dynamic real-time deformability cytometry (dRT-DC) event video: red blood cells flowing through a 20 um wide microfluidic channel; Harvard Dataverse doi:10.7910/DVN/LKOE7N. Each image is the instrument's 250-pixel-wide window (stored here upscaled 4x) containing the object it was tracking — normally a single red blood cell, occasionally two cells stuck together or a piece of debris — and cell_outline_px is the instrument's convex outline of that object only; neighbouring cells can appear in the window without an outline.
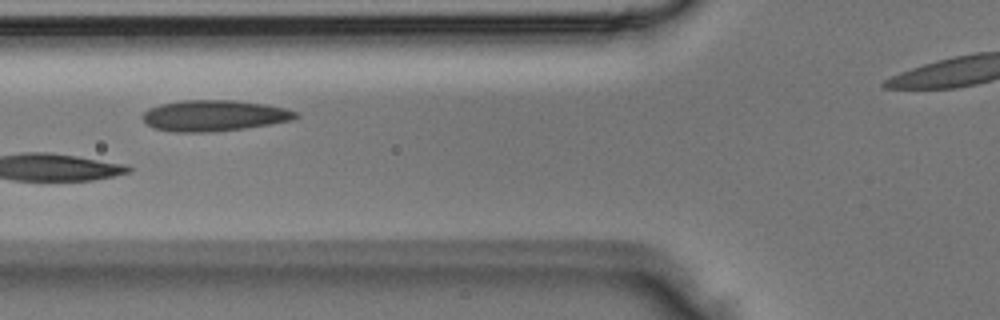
{"species": "Egyptian fruit bat (a non-hibernating species)", "species_latin": "Rousettus aegyptiacus", "temperature_condition": "room temperature", "stored_images_in_passage": 2, "camera_frame_rate_fps": 3000, "um_per_image_px": 0.085, "animal": {"sex": "male"}, "frame": {"image": 1, "passage_image": 2, "time_ms": 0.333, "image_size_px": [1000, 320], "cell_outline_px": [[300, 116], [292, 120], [244, 128], [212, 132], [176, 132], [152, 128], [140, 116], [148, 108], [160, 104], [184, 100], [232, 100], [264, 104], [284, 108], [296, 112]], "centroid_in_image_um": [18.16, 9.83], "position_along_channel_um": 107.6, "area_um2": 27.57}}